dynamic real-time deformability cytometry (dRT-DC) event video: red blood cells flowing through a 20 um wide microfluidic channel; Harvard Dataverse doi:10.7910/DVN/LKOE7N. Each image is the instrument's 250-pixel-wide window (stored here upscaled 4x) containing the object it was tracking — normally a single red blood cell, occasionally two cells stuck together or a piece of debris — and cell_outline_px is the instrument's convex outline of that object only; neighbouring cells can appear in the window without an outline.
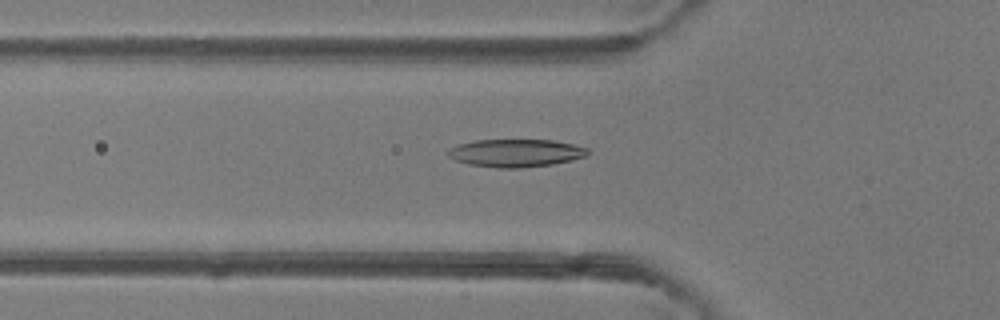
{"species": "common noctule bat (a hibernating species)", "species_latin": "Nyctalus noctula", "temperature_condition": "room temperature", "stored_images_in_passage": 39, "camera_frame_rate_fps": 3000, "um_per_image_px": 0.085, "animal": {"sex": "female"}, "frame": {"image": 1, "passage_image": 7, "time_ms": 2.0, "image_size_px": [1000, 320], "cell_outline_px": [[588, 152], [584, 156], [572, 160], [552, 164], [520, 168], [496, 168], [468, 164], [456, 160], [448, 156], [448, 148], [456, 144], [476, 140], [552, 140], [572, 144], [588, 148]], "centroid_in_image_um": [43.79, 13.0], "position_along_channel_um": 82.0, "area_um2": 22.6}}
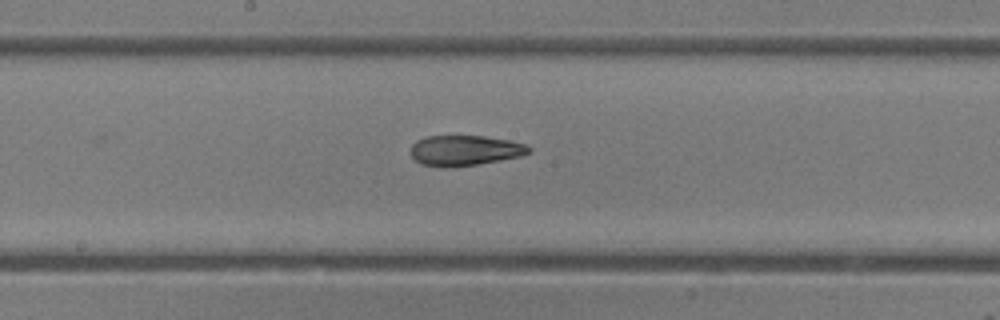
{"frame": {"image": 2, "passage_image": 16, "time_ms": 5.0, "image_size_px": [1000, 320], "cell_outline_px": [[532, 152], [520, 156], [500, 160], [456, 168], [440, 168], [420, 164], [412, 156], [412, 144], [416, 140], [428, 136], [484, 136], [508, 140], [524, 144], [532, 148]], "centroid_in_image_um": [39.5, 12.81], "position_along_channel_um": 208.7, "area_um2": 21.1}}
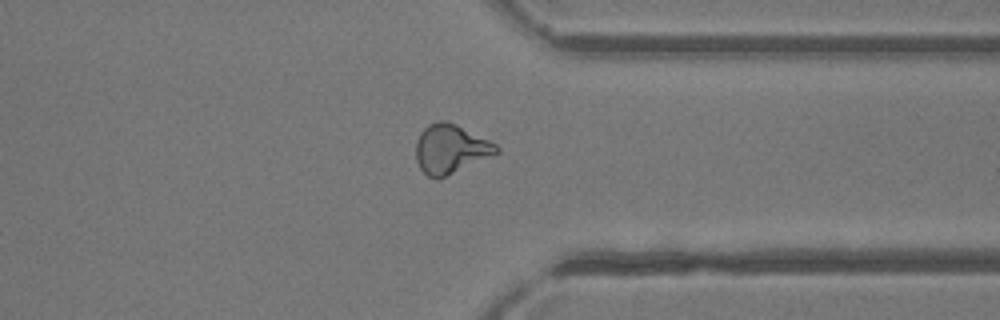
{"frame": {"image": 3, "passage_image": 28, "time_ms": 9.0, "image_size_px": [1000, 320], "cell_outline_px": [[500, 152], [436, 180], [428, 176], [420, 168], [416, 160], [416, 140], [420, 132], [428, 124], [436, 120], [444, 120], [456, 124], [496, 144], [500, 148]], "centroid_in_image_um": [38.26, 12.65], "position_along_channel_um": 373.1, "area_um2": 22.89}, "authors_computed_cell_mechanics": {"area_um2": 21.2126, "velocity_mm_per_s": 4.1763, "shape_relaxation_time_tau1_ms": null, "shape_relaxation_time_tau2_ms": 1.445, "deformation_change_tau1": null, "deformation_change_tau2": 0.0677}}